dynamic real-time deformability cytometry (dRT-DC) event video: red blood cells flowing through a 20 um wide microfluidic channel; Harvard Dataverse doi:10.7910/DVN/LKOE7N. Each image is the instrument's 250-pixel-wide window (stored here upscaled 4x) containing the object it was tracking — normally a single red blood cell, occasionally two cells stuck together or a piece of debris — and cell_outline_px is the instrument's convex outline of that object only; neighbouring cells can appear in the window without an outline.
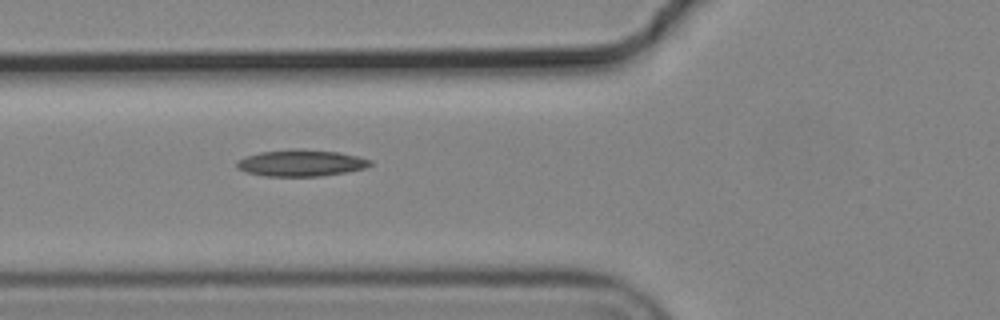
{"species": "common noctule bat (a hibernating species)", "species_latin": "Nyctalus noctula", "temperature_condition": "cold", "stored_images_in_passage": 6, "camera_frame_rate_fps": 3000, "um_per_image_px": 0.085, "animal": {"sex": "male", "body_mass_g": 19.2, "forearm_length_mm": 51.8}, "frame": {"image": 1, "passage_image": 6, "time_ms": 1.667, "image_size_px": [1000, 320], "cell_outline_px": [[372, 164], [364, 168], [348, 172], [320, 176], [264, 176], [244, 172], [236, 168], [236, 160], [260, 152], [292, 148], [296, 148], [340, 152], [372, 160]], "centroid_in_image_um": [25.56, 13.85], "position_along_channel_um": 100.2, "area_um2": 20.87}}